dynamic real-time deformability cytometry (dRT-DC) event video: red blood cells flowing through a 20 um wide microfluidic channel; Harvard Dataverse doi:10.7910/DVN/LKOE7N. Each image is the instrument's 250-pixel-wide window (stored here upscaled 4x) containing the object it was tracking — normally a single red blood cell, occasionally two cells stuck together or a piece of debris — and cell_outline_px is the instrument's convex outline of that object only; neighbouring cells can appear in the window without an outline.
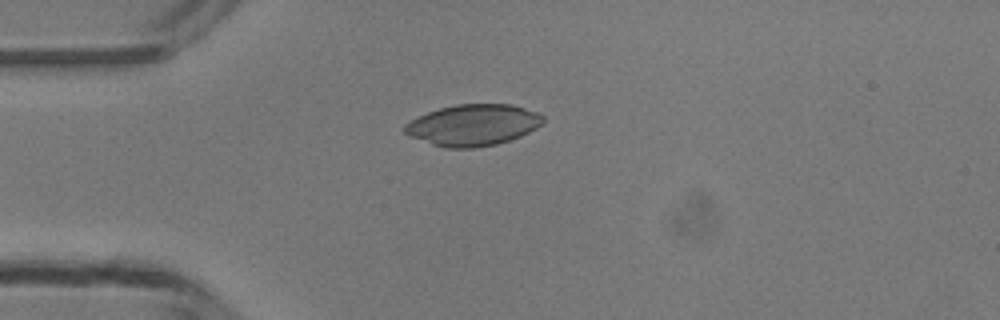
{"species": "common noctule bat (a hibernating species)", "species_latin": "Nyctalus noctula", "temperature_condition": "room temperature", "stored_images_in_passage": 5, "camera_frame_rate_fps": 3000, "um_per_image_px": 0.085, "animal": {"sex": "male", "body_mass_g": 13.3}, "frame": {"image": 1, "passage_image": 5, "time_ms": 5.667, "image_size_px": [1000, 320], "cell_outline_px": [[544, 120], [536, 128], [520, 136], [496, 144], [476, 148], [444, 148], [408, 136], [400, 128], [404, 124], [428, 112], [440, 108], [456, 104], [512, 104], [536, 112], [544, 116]], "centroid_in_image_um": [40.17, 10.63], "position_along_channel_um": 44.8, "area_um2": 33.29}}